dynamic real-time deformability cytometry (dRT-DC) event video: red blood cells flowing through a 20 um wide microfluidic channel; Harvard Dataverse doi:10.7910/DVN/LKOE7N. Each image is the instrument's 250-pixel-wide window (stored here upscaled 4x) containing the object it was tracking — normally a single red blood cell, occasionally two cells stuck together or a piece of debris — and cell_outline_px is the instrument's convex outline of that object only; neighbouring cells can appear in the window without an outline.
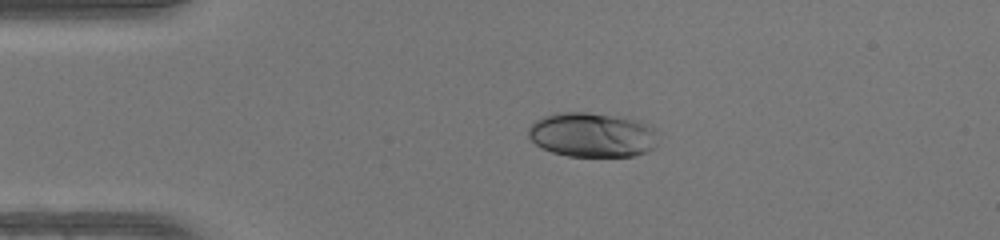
{"species": "human", "species_latin": "Homo sapiens", "temperature_condition": "warm", "stored_images_in_passage": 39, "camera_frame_rate_fps": 3000, "um_per_image_px": 0.085, "donor": {"sex": "female"}, "frame": {"image": 1, "passage_image": 1, "time_ms": 0.0, "image_size_px": [1000, 240], "cell_outline_px": [[656, 144], [648, 152], [632, 156], [568, 156], [552, 152], [536, 144], [528, 136], [528, 128], [536, 120], [544, 116], [560, 112], [588, 112], [628, 116], [640, 120], [648, 124], [652, 132]], "centroid_in_image_um": [50.32, 11.44], "position_along_channel_um": 34.7, "area_um2": 33.76}}
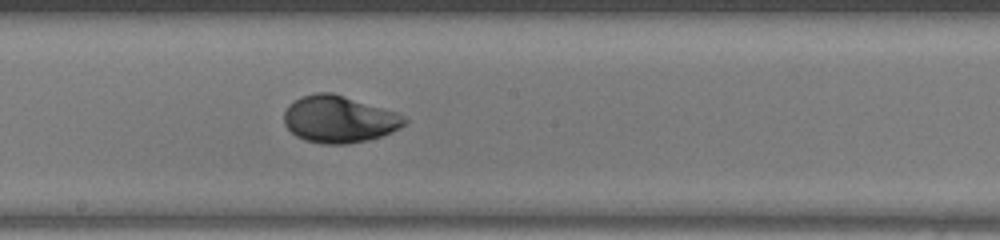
{"frame": {"image": 2, "passage_image": 17, "time_ms": 5.333, "image_size_px": [1000, 240], "cell_outline_px": [[408, 120], [400, 128], [380, 136], [368, 140], [348, 144], [324, 144], [304, 140], [296, 136], [284, 124], [284, 112], [288, 104], [300, 96], [316, 92], [332, 92], [396, 112], [404, 116]], "centroid_in_image_um": [28.79, 10.13], "position_along_channel_um": 219.4, "area_um2": 33.0}}
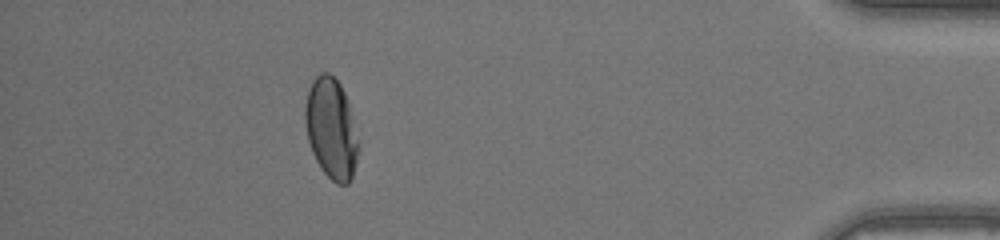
{"frame": {"image": 3, "passage_image": 34, "time_ms": 11.0, "image_size_px": [1000, 240], "cell_outline_px": [[356, 160], [352, 176], [348, 184], [336, 184], [320, 168], [312, 152], [308, 140], [304, 120], [304, 104], [312, 80], [320, 72], [328, 72], [340, 84], [348, 100], [356, 140]], "centroid_in_image_um": [28.1, 10.9], "position_along_channel_um": 407.1, "area_um2": 30.69}, "authors_computed_cell_mechanics": {"area_um2": 32.4836, "velocity_mm_per_s": 4.2725, "shape_relaxation_time_tau1_ms": 3.4234, "shape_relaxation_time_tau2_ms": null, "deformation_change_tau1": 0.1622, "deformation_change_tau2": null}}